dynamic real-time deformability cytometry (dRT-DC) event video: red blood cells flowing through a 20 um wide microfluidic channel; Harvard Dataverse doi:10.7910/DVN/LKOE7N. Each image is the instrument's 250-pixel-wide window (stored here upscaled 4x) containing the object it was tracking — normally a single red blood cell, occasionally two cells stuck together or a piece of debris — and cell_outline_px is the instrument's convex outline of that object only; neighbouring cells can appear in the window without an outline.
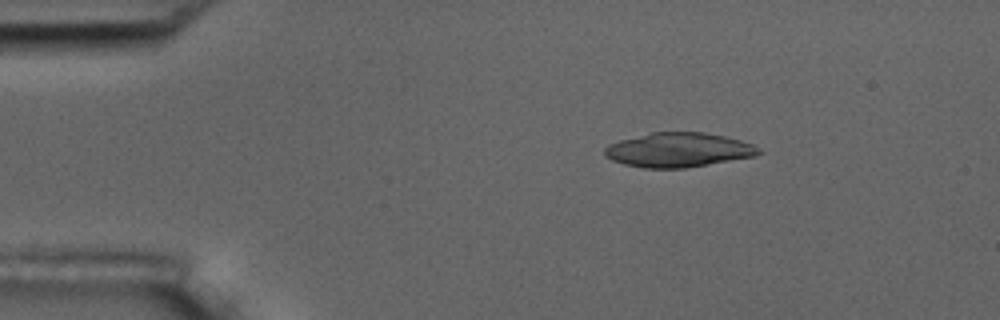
{"species": "common noctule bat (a hibernating species)", "species_latin": "Nyctalus noctula", "temperature_condition": "room temperature", "stored_images_in_passage": 51, "camera_frame_rate_fps": 3000, "um_per_image_px": 0.085, "animal": {"sex": "male", "body_mass_g": 17.5, "forearm_length_mm": 52.3}, "frame": {"image": 1, "passage_image": 4, "time_ms": 1.0, "image_size_px": [1000, 320], "cell_outline_px": [[764, 152], [756, 156], [684, 168], [644, 168], [624, 164], [612, 160], [604, 156], [604, 148], [608, 144], [620, 140], [652, 132], [704, 132], [724, 136], [740, 140], [752, 144], [760, 148]], "centroid_in_image_um": [57.67, 12.74], "position_along_channel_um": 27.3, "area_um2": 30.92}}